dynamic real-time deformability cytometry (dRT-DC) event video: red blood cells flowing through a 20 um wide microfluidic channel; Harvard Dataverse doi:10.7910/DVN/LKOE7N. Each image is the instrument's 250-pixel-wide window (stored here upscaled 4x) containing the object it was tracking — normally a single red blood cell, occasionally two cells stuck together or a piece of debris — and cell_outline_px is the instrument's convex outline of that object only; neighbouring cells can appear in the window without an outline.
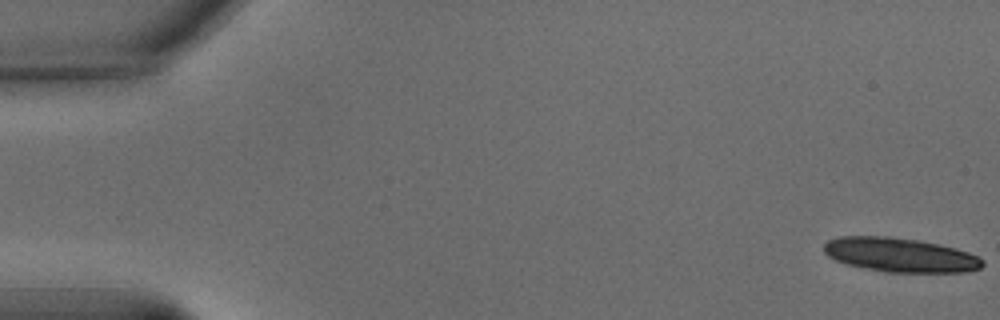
{"species": "common noctule bat (a hibernating species)", "species_latin": "Nyctalus noctula", "temperature_condition": "warm", "stored_images_in_passage": 21, "camera_frame_rate_fps": 3000, "um_per_image_px": 0.085, "animal": {"sex": "male", "body_mass_g": 15.6}, "frame": {"image": 1, "passage_image": 1, "time_ms": 0.0, "image_size_px": [1000, 320], "cell_outline_px": [[984, 264], [980, 268], [964, 272], [884, 272], [848, 264], [836, 260], [828, 256], [824, 252], [824, 244], [828, 240], [840, 236], [892, 236], [920, 240], [940, 244], [956, 248], [980, 256], [984, 260]], "centroid_in_image_um": [76.54, 21.66], "position_along_channel_um": 8.5, "area_um2": 31.79}}
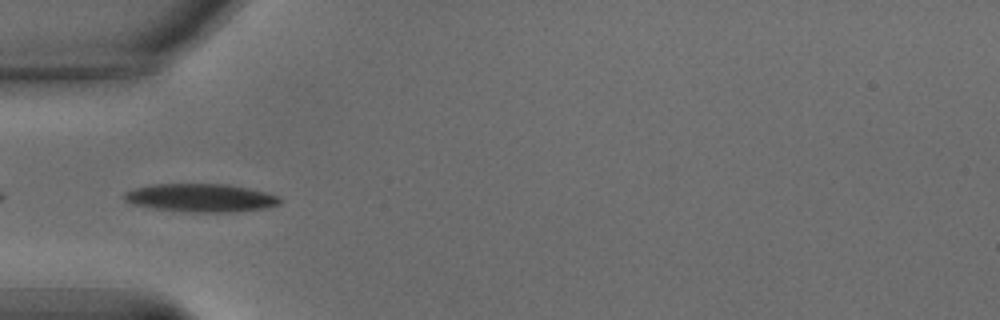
{"frame": {"image": 2, "passage_image": 19, "time_ms": 6.0, "image_size_px": [1000, 320], "cell_outline_px": [[280, 204], [268, 208], [236, 212], [192, 212], [152, 208], [132, 204], [124, 200], [124, 192], [136, 188], [152, 184], [228, 184], [268, 192], [280, 196]], "centroid_in_image_um": [17.11, 16.82], "position_along_channel_um": 67.9, "area_um2": 25.78}}